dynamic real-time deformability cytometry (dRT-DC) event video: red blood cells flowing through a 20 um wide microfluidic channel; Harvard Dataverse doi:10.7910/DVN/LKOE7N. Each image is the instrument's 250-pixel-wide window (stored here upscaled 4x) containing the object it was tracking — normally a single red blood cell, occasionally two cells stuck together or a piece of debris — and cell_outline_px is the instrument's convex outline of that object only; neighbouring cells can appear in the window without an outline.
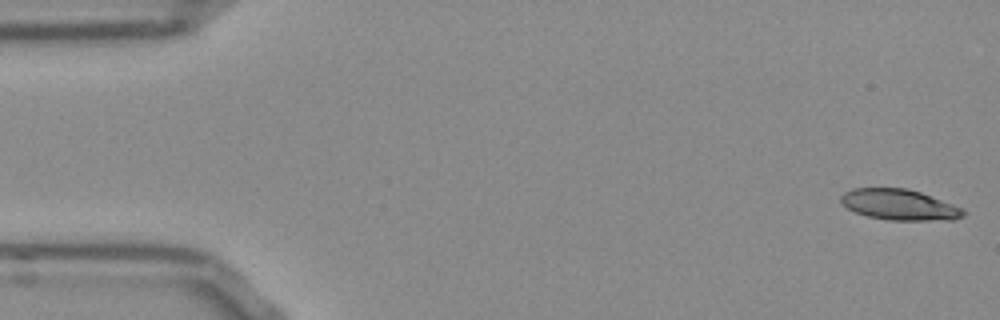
{"species": "Egyptian fruit bat (a non-hibernating species)", "species_latin": "Rousettus aegyptiacus", "temperature_condition": "room temperature", "stored_images_in_passage": 52, "camera_frame_rate_fps": 3000, "um_per_image_px": 0.085, "frame": {"image": 1, "passage_image": 1, "time_ms": 0.0, "image_size_px": [1000, 320], "cell_outline_px": [[968, 212], [964, 216], [952, 220], [888, 220], [868, 216], [856, 212], [840, 204], [840, 196], [844, 192], [852, 188], [908, 188], [920, 192], [964, 208]], "centroid_in_image_um": [76.46, 17.4], "position_along_channel_um": 8.5, "area_um2": 22.14}}
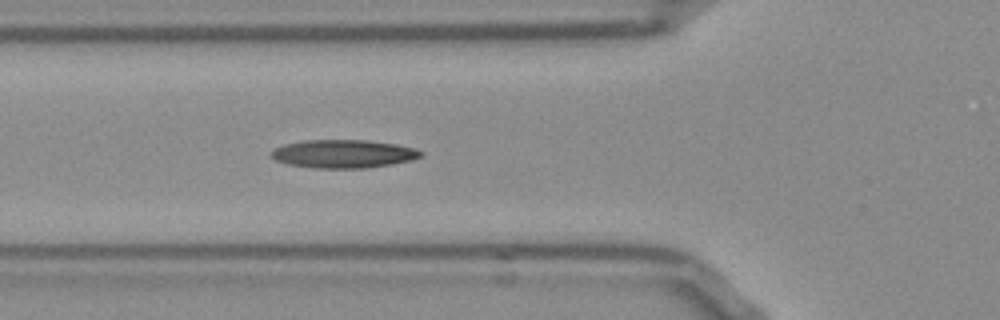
{"frame": {"image": 2, "passage_image": 18, "time_ms": 5.667, "image_size_px": [1000, 320], "cell_outline_px": [[424, 156], [412, 160], [392, 164], [368, 168], [316, 168], [288, 164], [276, 160], [272, 156], [272, 152], [276, 148], [284, 144], [304, 140], [368, 140], [396, 144], [412, 148], [424, 152]], "centroid_in_image_um": [29.24, 13.07], "position_along_channel_um": 96.6, "area_um2": 24.57}}
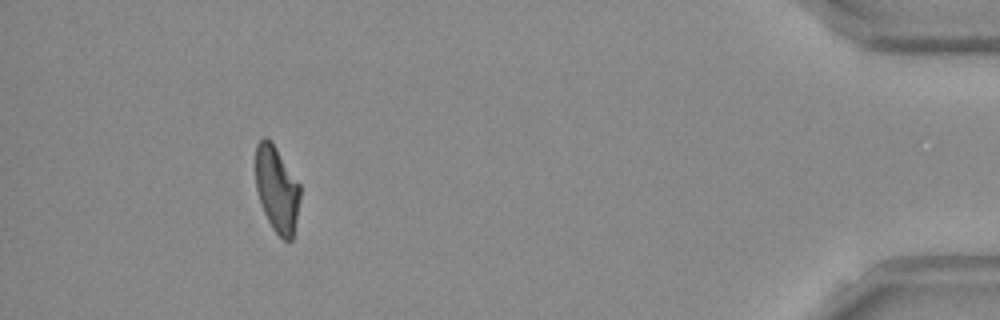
{"frame": {"image": 3, "passage_image": 48, "time_ms": 15.667, "image_size_px": [1000, 320], "cell_outline_px": [[300, 200], [292, 240], [284, 240], [272, 228], [264, 212], [256, 188], [256, 144], [264, 136], [276, 148], [300, 184]], "centroid_in_image_um": [23.54, 16.09], "position_along_channel_um": 411.7, "area_um2": 21.96}, "authors_computed_cell_mechanics": {"area_um2": 23.4668, "velocity_mm_per_s": 3.8062, "shape_relaxation_time_tau1_ms": null, "shape_relaxation_time_tau2_ms": 5.2794, "deformation_change_tau1": null, "deformation_change_tau2": 0.1317}}